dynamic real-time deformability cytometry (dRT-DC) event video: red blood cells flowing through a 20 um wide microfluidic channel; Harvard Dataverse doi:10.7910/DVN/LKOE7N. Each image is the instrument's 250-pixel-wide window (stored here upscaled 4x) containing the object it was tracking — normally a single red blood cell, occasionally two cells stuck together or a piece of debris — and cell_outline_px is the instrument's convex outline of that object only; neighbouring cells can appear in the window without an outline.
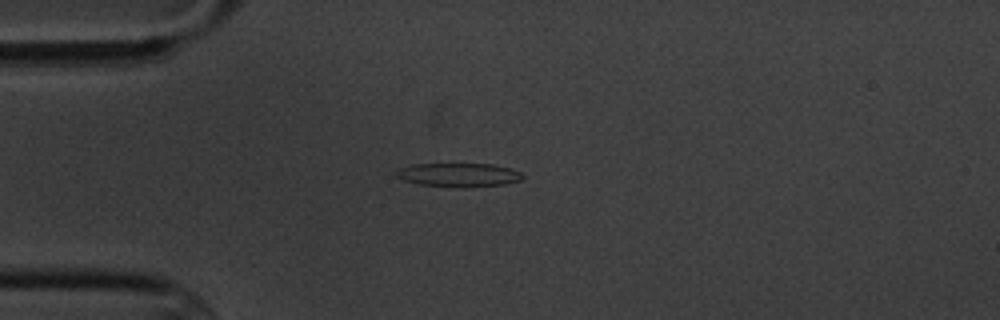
{"species": "common noctule bat (a hibernating species)", "species_latin": "Nyctalus noctula", "temperature_condition": "cold", "stored_images_in_passage": 15, "camera_frame_rate_fps": 3000, "um_per_image_px": 0.085, "animal": {"sex": "male", "body_mass_g": 20.1, "forearm_length_mm": 53.5}, "frame": {"image": 1, "passage_image": 4, "time_ms": 4.333, "image_size_px": [1000, 320], "cell_outline_px": [[524, 176], [520, 180], [504, 184], [420, 184], [404, 180], [396, 176], [396, 168], [412, 164], [492, 164], [512, 168], [520, 172]], "centroid_in_image_um": [38.96, 14.79], "position_along_channel_um": 46.0, "area_um2": 16.36}}
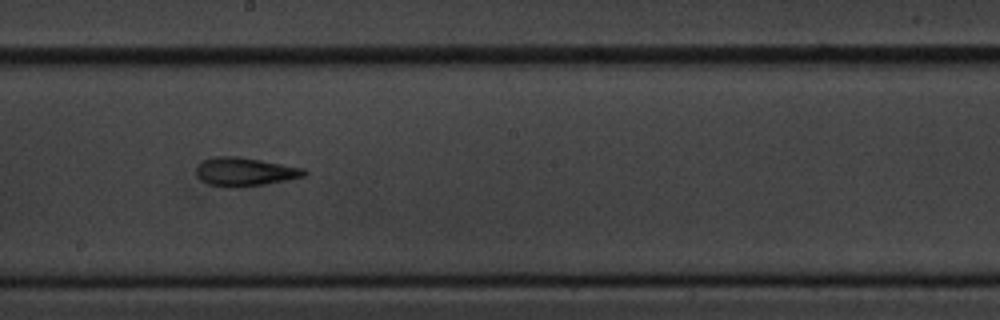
{"frame": {"image": 2, "passage_image": 9, "time_ms": 10.0, "image_size_px": [1000, 320], "cell_outline_px": [[308, 172], [304, 176], [264, 184], [236, 188], [224, 188], [208, 184], [200, 180], [196, 176], [196, 168], [204, 160], [216, 156], [240, 156], [304, 168]], "centroid_in_image_um": [20.77, 14.61], "position_along_channel_um": 227.4, "area_um2": 18.09}}
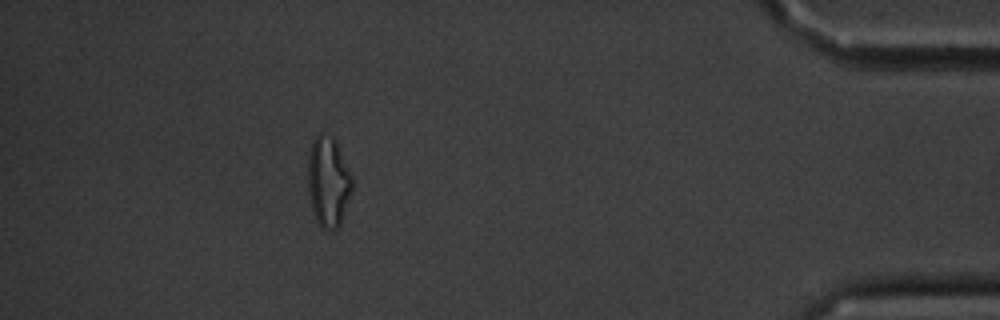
{"frame": {"image": 3, "passage_image": 14, "time_ms": 16.667, "image_size_px": [1000, 320], "cell_outline_px": [[352, 188], [340, 224], [336, 228], [328, 232], [320, 228], [316, 220], [312, 208], [308, 192], [308, 156], [312, 144], [316, 136], [320, 132], [324, 132], [332, 136], [336, 140], [352, 176]], "centroid_in_image_um": [27.89, 15.44], "position_along_channel_um": 407.3, "area_um2": 23.35}, "authors_computed_cell_mechanics": {"area_um2": 16.8198, "velocity_mm_per_s": 3.4609, "shape_relaxation_time_tau1_ms": 4.2329, "shape_relaxation_time_tau2_ms": 2.3305, "deformation_change_tau1": 0.1418, "deformation_change_tau2": 0.0972}}